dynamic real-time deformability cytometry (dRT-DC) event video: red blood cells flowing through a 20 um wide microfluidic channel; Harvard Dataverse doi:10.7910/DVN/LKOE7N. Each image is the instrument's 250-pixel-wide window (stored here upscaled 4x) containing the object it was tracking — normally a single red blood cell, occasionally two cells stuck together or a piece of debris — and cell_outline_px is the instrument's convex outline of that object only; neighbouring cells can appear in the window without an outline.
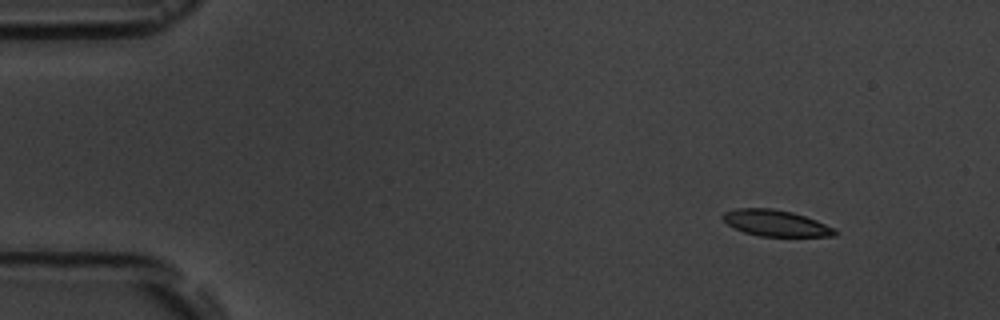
{"species": "common noctule bat (a hibernating species)", "species_latin": "Nyctalus noctula", "temperature_condition": "room temperature", "stored_images_in_passage": 4, "camera_frame_rate_fps": 3000, "um_per_image_px": 0.085, "animal": {"sex": "male", "body_mass_g": 19.5, "forearm_length_mm": 54.6}, "frame": {"image": 1, "passage_image": 1, "time_ms": 0.0, "image_size_px": [1000, 320], "cell_outline_px": [[840, 232], [836, 236], [760, 236], [744, 232], [728, 224], [720, 216], [724, 212], [736, 208], [772, 208], [792, 212], [816, 220], [836, 228]], "centroid_in_image_um": [65.97, 18.96], "position_along_channel_um": 19.0, "area_um2": 17.17}}
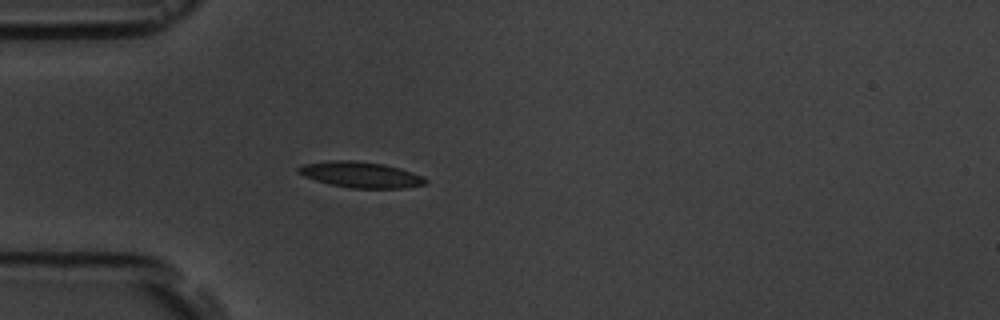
{"frame": {"image": 2, "passage_image": 4, "time_ms": 3.333, "image_size_px": [1000, 320], "cell_outline_px": [[428, 184], [404, 188], [352, 188], [328, 184], [304, 176], [296, 172], [296, 168], [304, 164], [328, 160], [356, 160], [384, 164], [400, 168], [412, 172], [428, 180]], "centroid_in_image_um": [30.64, 14.84], "position_along_channel_um": 54.4, "area_um2": 19.31}}